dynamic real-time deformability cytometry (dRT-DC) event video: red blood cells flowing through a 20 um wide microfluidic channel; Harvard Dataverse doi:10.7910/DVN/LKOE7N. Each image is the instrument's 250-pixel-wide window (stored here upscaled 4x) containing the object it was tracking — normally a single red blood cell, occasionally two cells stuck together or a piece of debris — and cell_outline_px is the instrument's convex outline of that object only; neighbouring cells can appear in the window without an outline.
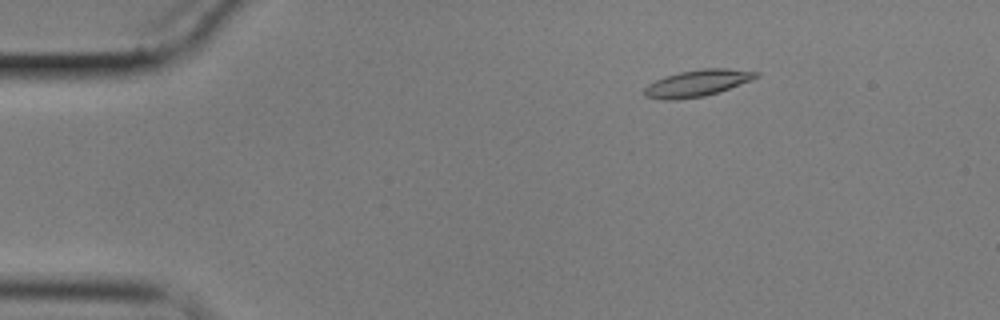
{"species": "common noctule bat (a hibernating species)", "species_latin": "Nyctalus noctula", "temperature_condition": "cold", "stored_images_in_passage": 51, "camera_frame_rate_fps": 3000, "um_per_image_px": 0.085, "animal": {"sex": "male", "body_mass_g": 17.9}, "frame": {"image": 1, "passage_image": 1, "time_ms": 0.0, "image_size_px": [1000, 320], "cell_outline_px": [[760, 76], [752, 80], [704, 96], [676, 100], [664, 100], [644, 96], [644, 88], [648, 84], [664, 76], [680, 72], [700, 68], [728, 68], [760, 72]], "centroid_in_image_um": [59.26, 7.06], "position_along_channel_um": 25.7, "area_um2": 17.34}}
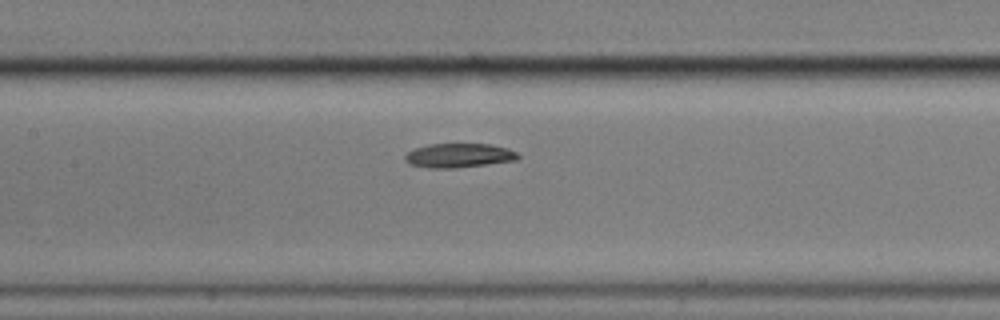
{"frame": {"image": 2, "passage_image": 20, "time_ms": 6.333, "image_size_px": [1000, 320], "cell_outline_px": [[520, 156], [516, 160], [456, 168], [428, 168], [408, 164], [404, 160], [404, 156], [408, 152], [416, 148], [428, 144], [488, 144], [508, 148], [516, 152]], "centroid_in_image_um": [38.97, 13.22], "position_along_channel_um": 168.4, "area_um2": 15.9}}
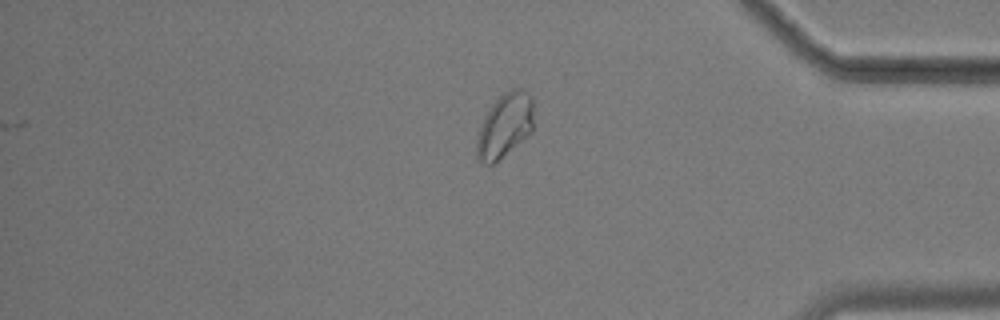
{"frame": {"image": 3, "passage_image": 42, "time_ms": 13.667, "image_size_px": [1000, 320], "cell_outline_px": [[532, 132], [496, 164], [484, 164], [476, 156], [476, 140], [484, 116], [492, 104], [504, 92], [512, 88], [524, 88], [532, 96]], "centroid_in_image_um": [42.91, 10.68], "position_along_channel_um": 392.3, "area_um2": 21.56}, "authors_computed_cell_mechanics": {"area_um2": 16.5308, "velocity_mm_per_s": 3.3724, "shape_relaxation_time_tau1_ms": null, "shape_relaxation_time_tau2_ms": 10.8473, "deformation_change_tau1": null, "deformation_change_tau2": 0.1169}}